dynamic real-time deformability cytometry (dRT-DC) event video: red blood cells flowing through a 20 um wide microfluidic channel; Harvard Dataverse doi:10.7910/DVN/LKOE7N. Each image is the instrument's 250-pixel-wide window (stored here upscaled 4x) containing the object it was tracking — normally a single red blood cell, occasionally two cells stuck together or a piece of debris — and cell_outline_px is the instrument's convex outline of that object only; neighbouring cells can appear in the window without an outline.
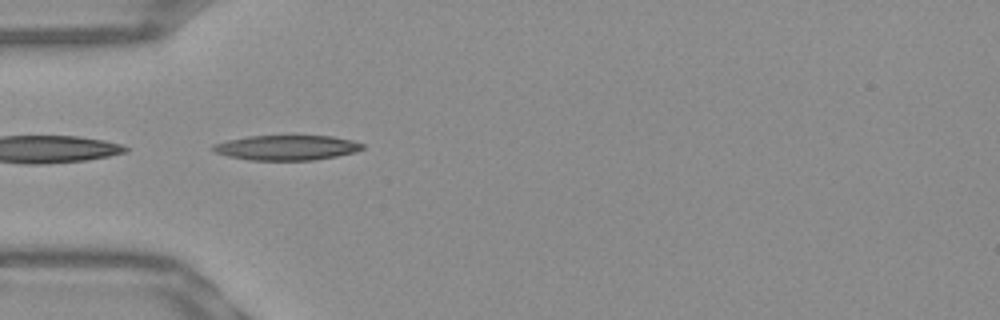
{"species": "Egyptian fruit bat (a non-hibernating species)", "species_latin": "Rousettus aegyptiacus", "temperature_condition": "warm", "stored_images_in_passage": 37, "camera_frame_rate_fps": 3000, "um_per_image_px": 0.085, "frame": {"image": 1, "passage_image": 1, "time_ms": 0.0, "image_size_px": [1000, 320], "cell_outline_px": [[364, 148], [356, 152], [336, 156], [312, 160], [248, 160], [228, 156], [216, 152], [212, 148], [212, 144], [228, 140], [248, 136], [332, 136], [352, 140], [364, 144]], "centroid_in_image_um": [24.38, 12.55], "position_along_channel_um": 60.6, "area_um2": 21.68}}
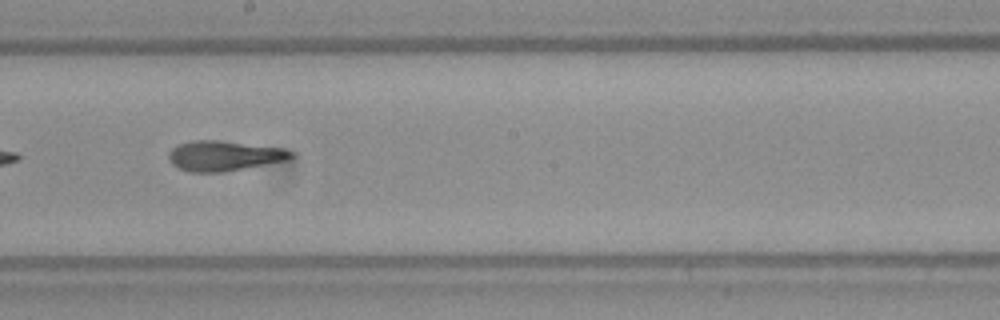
{"frame": {"image": 2, "passage_image": 14, "time_ms": 4.333, "image_size_px": [1000, 320], "cell_outline_px": [[296, 156], [288, 160], [224, 172], [192, 172], [180, 168], [172, 164], [168, 160], [168, 152], [172, 148], [180, 144], [192, 140], [220, 140], [280, 148], [296, 152]], "centroid_in_image_um": [19.06, 13.24], "position_along_channel_um": 229.1, "area_um2": 21.5}}
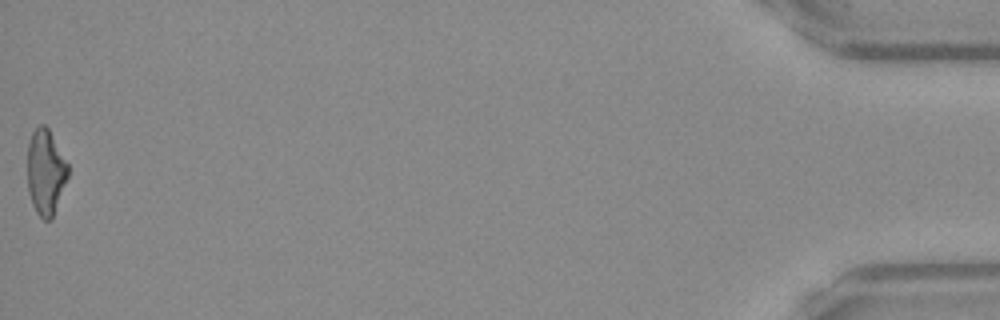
{"frame": {"image": 3, "passage_image": 37, "time_ms": 12.0, "image_size_px": [1000, 320], "cell_outline_px": [[68, 176], [52, 220], [44, 220], [36, 212], [32, 204], [28, 192], [28, 144], [32, 132], [40, 124], [44, 124], [48, 128], [68, 164]], "centroid_in_image_um": [3.87, 14.65], "position_along_channel_um": 431.3, "area_um2": 20.11}, "authors_computed_cell_mechanics": {"area_um2": 20.808, "velocity_mm_per_s": 3.9223, "shape_relaxation_time_tau1_ms": null, "shape_relaxation_time_tau2_ms": 2.6673, "deformation_change_tau1": null, "deformation_change_tau2": 0.1278}}